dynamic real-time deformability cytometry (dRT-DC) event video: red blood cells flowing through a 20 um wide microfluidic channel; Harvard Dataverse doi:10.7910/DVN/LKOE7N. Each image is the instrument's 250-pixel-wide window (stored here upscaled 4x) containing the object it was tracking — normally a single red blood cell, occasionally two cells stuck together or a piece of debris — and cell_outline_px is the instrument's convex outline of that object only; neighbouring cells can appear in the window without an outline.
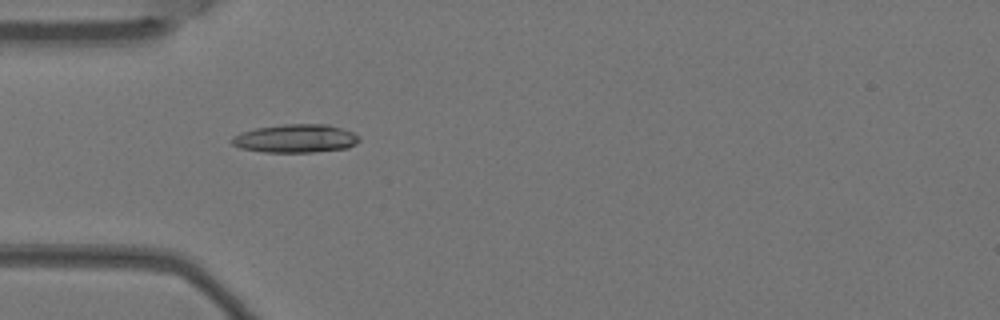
{"species": "Egyptian fruit bat (a non-hibernating species)", "species_latin": "Rousettus aegyptiacus", "temperature_condition": "warm", "stored_images_in_passage": 6, "camera_frame_rate_fps": 3000, "um_per_image_px": 0.085, "animal": {"sex": "female"}, "frame": {"image": 1, "passage_image": 4, "time_ms": 1.0, "image_size_px": [1000, 320], "cell_outline_px": [[360, 140], [356, 144], [348, 148], [312, 152], [264, 152], [240, 148], [232, 144], [232, 136], [240, 132], [256, 128], [284, 124], [328, 124], [352, 132], [360, 136]], "centroid_in_image_um": [25.13, 11.77], "position_along_channel_um": 59.9, "area_um2": 21.1}}
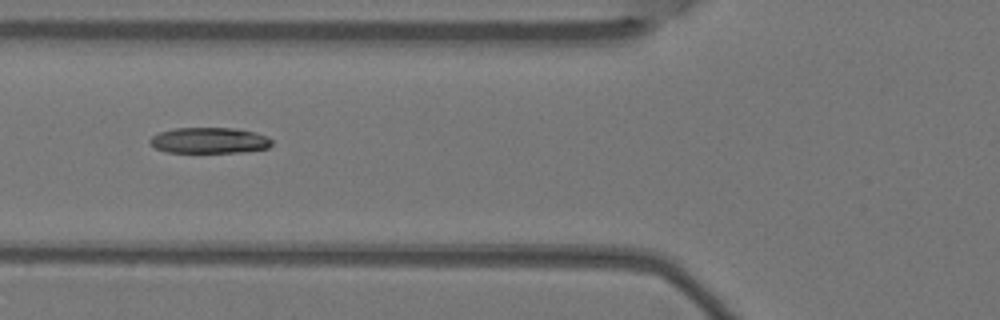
{"frame": {"image": 2, "passage_image": 5, "time_ms": 1.333, "image_size_px": [1000, 320], "cell_outline_px": [[272, 144], [268, 148], [240, 152], [164, 152], [156, 148], [148, 140], [152, 136], [160, 132], [176, 128], [232, 128], [256, 132], [268, 136], [272, 140]], "centroid_in_image_um": [17.81, 11.93], "position_along_channel_um": 108.0, "area_um2": 18.32}}
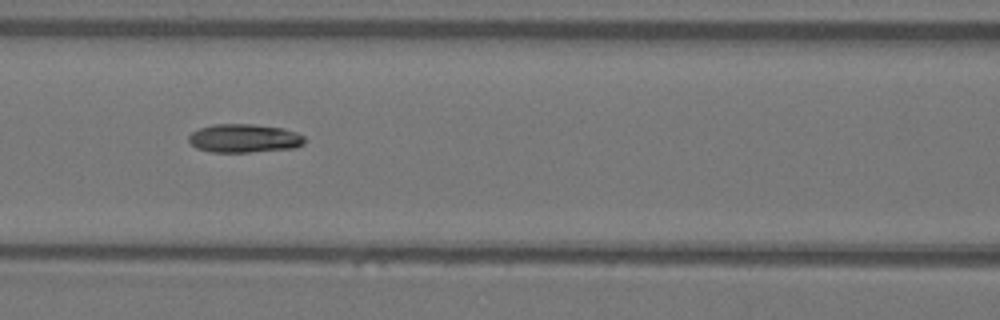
{"frame": {"image": 3, "passage_image": 6, "time_ms": 1.667, "image_size_px": [1000, 320], "cell_outline_px": [[308, 140], [304, 144], [296, 148], [252, 152], [208, 152], [196, 148], [188, 140], [188, 136], [192, 132], [200, 128], [212, 124], [252, 124], [284, 128], [296, 132], [304, 136]], "centroid_in_image_um": [20.79, 11.76], "position_along_channel_um": 145.8, "area_um2": 19.59}}